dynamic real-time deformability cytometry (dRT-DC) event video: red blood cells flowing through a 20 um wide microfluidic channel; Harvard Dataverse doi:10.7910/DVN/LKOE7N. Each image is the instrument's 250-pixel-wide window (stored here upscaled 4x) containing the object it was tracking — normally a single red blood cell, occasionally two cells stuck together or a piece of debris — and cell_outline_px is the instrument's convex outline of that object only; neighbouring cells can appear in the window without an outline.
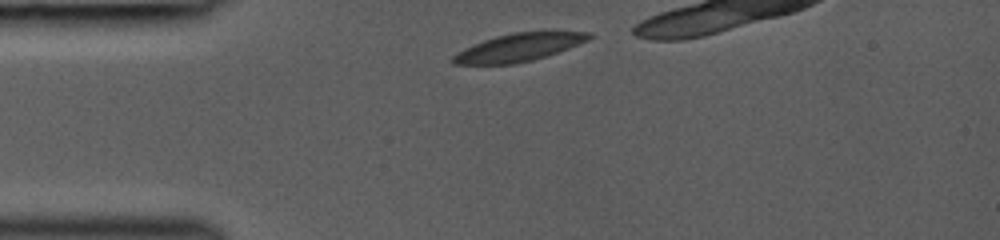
{"species": "common noctule bat (a hibernating species)", "species_latin": "Nyctalus noctula", "temperature_condition": "room temperature", "stored_images_in_passage": 13, "camera_frame_rate_fps": 3000, "um_per_image_px": 0.085, "animal": {"sex": "female", "body_mass_g": 19.0, "forearm_length_mm": 53.3}, "frame": {"image": 1, "passage_image": 1, "time_ms": 0.0, "image_size_px": [1000, 240], "cell_outline_px": [[596, 36], [588, 40], [568, 48], [532, 60], [516, 64], [452, 64], [448, 60], [456, 52], [464, 48], [484, 40], [496, 36], [512, 32], [552, 28], [592, 32]], "centroid_in_image_um": [44.19, 3.96], "position_along_channel_um": 40.8, "area_um2": 23.12}}
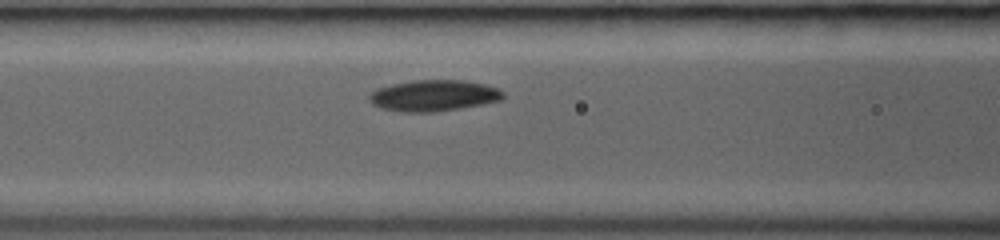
{"frame": {"image": 2, "passage_image": 7, "time_ms": 2.667, "image_size_px": [1000, 240], "cell_outline_px": [[504, 96], [500, 100], [460, 108], [436, 112], [400, 112], [380, 108], [372, 104], [368, 100], [368, 96], [372, 92], [380, 88], [392, 84], [412, 80], [464, 80], [484, 84], [496, 88], [504, 92]], "centroid_in_image_um": [36.83, 8.13], "position_along_channel_um": 129.8, "area_um2": 24.28}}
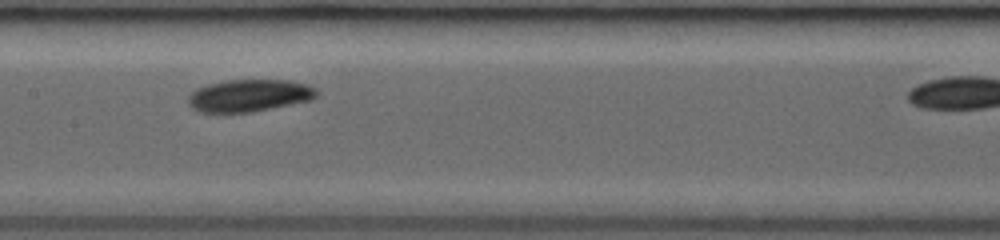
{"frame": {"image": 3, "passage_image": 10, "time_ms": 4.0, "image_size_px": [1000, 240], "cell_outline_px": [[316, 96], [312, 100], [252, 112], [196, 112], [188, 104], [188, 96], [196, 88], [208, 84], [228, 80], [288, 80], [308, 84], [316, 88]], "centroid_in_image_um": [21.17, 8.12], "position_along_channel_um": 186.2, "area_um2": 24.22}}